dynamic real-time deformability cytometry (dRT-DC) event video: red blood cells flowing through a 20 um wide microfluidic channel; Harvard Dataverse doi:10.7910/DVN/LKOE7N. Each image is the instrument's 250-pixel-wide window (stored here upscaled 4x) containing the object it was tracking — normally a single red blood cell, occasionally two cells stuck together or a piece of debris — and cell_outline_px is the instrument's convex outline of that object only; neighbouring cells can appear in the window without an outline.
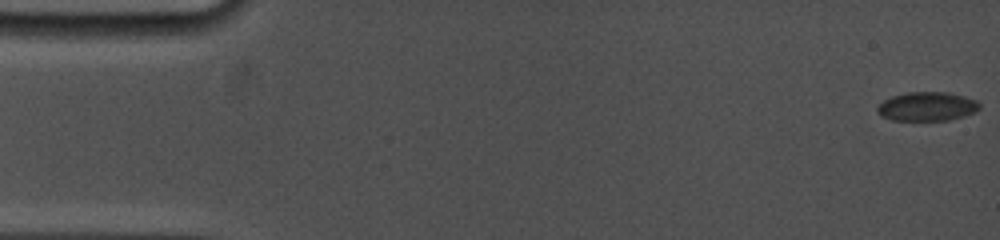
{"species": "common noctule bat (a hibernating species)", "species_latin": "Nyctalus noctula", "temperature_condition": "cold", "stored_images_in_passage": 52, "camera_frame_rate_fps": 5000, "um_per_image_px": 0.085, "animal": {"sex": "female", "body_mass_g": 19.0, "forearm_length_mm": 53.3}, "frame": {"image": 1, "passage_image": 1, "time_ms": 0.0, "image_size_px": [1000, 240], "cell_outline_px": [[980, 108], [976, 112], [964, 116], [948, 120], [892, 120], [880, 116], [876, 108], [884, 100], [892, 96], [908, 92], [948, 92], [964, 96], [976, 100], [980, 104]], "centroid_in_image_um": [78.81, 9.05], "position_along_channel_um": 6.2, "area_um2": 17.28}}